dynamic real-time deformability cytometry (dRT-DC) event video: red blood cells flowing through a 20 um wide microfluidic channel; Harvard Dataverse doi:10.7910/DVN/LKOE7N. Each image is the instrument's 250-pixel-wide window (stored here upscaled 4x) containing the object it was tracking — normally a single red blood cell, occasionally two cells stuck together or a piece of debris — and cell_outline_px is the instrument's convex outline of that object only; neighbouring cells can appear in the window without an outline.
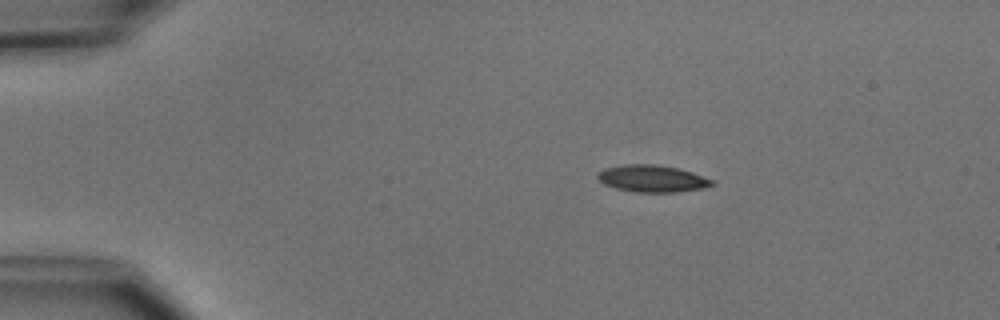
{"species": "common noctule bat (a hibernating species)", "species_latin": "Nyctalus noctula", "temperature_condition": "cold", "stored_images_in_passage": 4, "camera_frame_rate_fps": 3000, "um_per_image_px": 0.085, "animal": {"sex": "male", "body_mass_g": 15.6}, "frame": {"image": 1, "passage_image": 1, "time_ms": 0.0, "image_size_px": [1000, 320], "cell_outline_px": [[716, 184], [704, 188], [676, 192], [636, 192], [616, 188], [604, 184], [596, 176], [596, 172], [604, 168], [624, 164], [656, 164], [680, 168], [716, 180]], "centroid_in_image_um": [55.47, 15.17], "position_along_channel_um": 29.5, "area_um2": 18.26}}
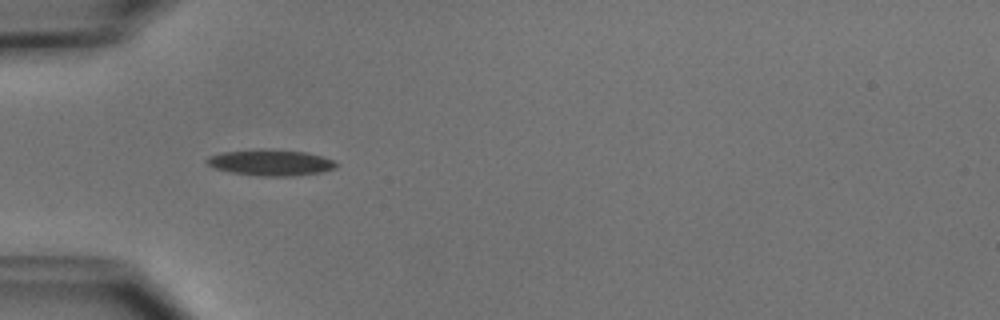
{"frame": {"image": 2, "passage_image": 3, "time_ms": 2.333, "image_size_px": [1000, 320], "cell_outline_px": [[340, 164], [336, 168], [320, 172], [288, 176], [256, 176], [228, 172], [212, 168], [204, 160], [208, 156], [224, 152], [264, 148], [308, 152], [324, 156]], "centroid_in_image_um": [22.99, 13.81], "position_along_channel_um": 62.0, "area_um2": 20.0}}